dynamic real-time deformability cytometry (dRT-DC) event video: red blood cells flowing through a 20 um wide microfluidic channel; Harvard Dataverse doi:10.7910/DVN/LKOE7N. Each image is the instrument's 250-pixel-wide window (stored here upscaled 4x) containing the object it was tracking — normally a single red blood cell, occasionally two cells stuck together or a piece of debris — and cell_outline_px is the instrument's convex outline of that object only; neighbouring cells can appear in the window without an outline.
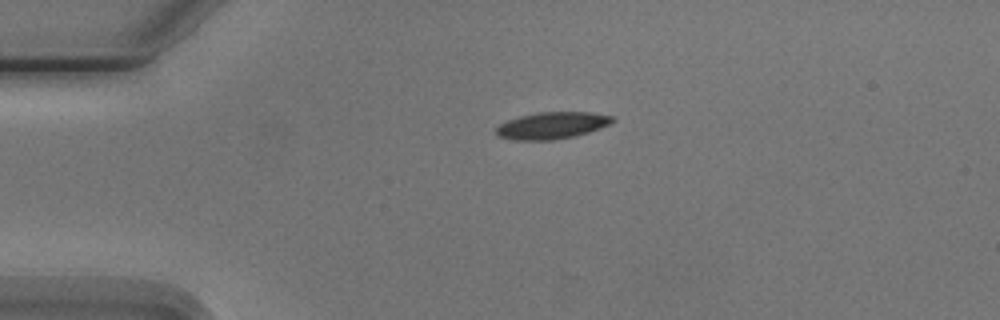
{"species": "Egyptian fruit bat (a non-hibernating species)", "species_latin": "Rousettus aegyptiacus", "temperature_condition": "cold", "stored_images_in_passage": 2, "camera_frame_rate_fps": 3000, "um_per_image_px": 0.085, "animal": {"sex": "male"}, "frame": {"image": 1, "passage_image": 1, "time_ms": 0.0, "image_size_px": [1000, 320], "cell_outline_px": [[616, 120], [600, 128], [588, 132], [572, 136], [552, 140], [516, 140], [496, 136], [496, 128], [500, 124], [508, 120], [520, 116], [540, 112], [592, 112], [612, 116]], "centroid_in_image_um": [46.91, 10.66], "position_along_channel_um": 38.1, "area_um2": 18.03}}